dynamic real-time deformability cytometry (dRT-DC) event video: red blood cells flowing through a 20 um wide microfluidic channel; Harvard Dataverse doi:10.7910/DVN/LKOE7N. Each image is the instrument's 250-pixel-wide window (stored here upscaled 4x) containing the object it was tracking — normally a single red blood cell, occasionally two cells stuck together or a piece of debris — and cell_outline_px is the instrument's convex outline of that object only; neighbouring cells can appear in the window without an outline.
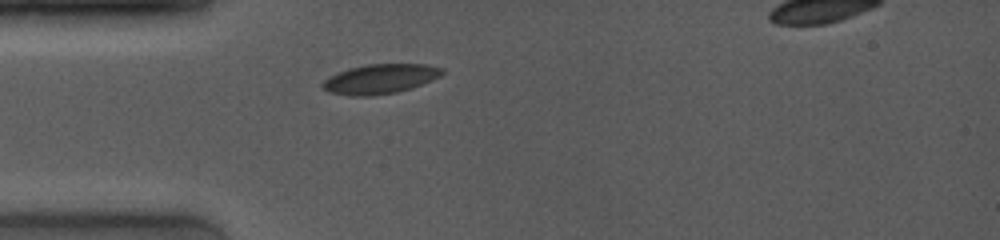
{"species": "common noctule bat (a hibernating species)", "species_latin": "Nyctalus noctula", "temperature_condition": "room temperature", "stored_images_in_passage": 1, "camera_frame_rate_fps": 4000, "um_per_image_px": 0.085, "animal": {"sex": "female", "body_mass_g": 19.0, "forearm_length_mm": 53.3}, "frame": {"image": 1, "passage_image": 1, "time_ms": 0.0, "image_size_px": [1000, 240], "cell_outline_px": [[444, 72], [440, 76], [432, 80], [412, 88], [396, 92], [372, 96], [348, 96], [328, 92], [320, 84], [324, 80], [336, 72], [348, 68], [368, 64], [424, 64], [444, 68]], "centroid_in_image_um": [32.29, 6.71], "position_along_channel_um": 52.7, "area_um2": 20.81}}